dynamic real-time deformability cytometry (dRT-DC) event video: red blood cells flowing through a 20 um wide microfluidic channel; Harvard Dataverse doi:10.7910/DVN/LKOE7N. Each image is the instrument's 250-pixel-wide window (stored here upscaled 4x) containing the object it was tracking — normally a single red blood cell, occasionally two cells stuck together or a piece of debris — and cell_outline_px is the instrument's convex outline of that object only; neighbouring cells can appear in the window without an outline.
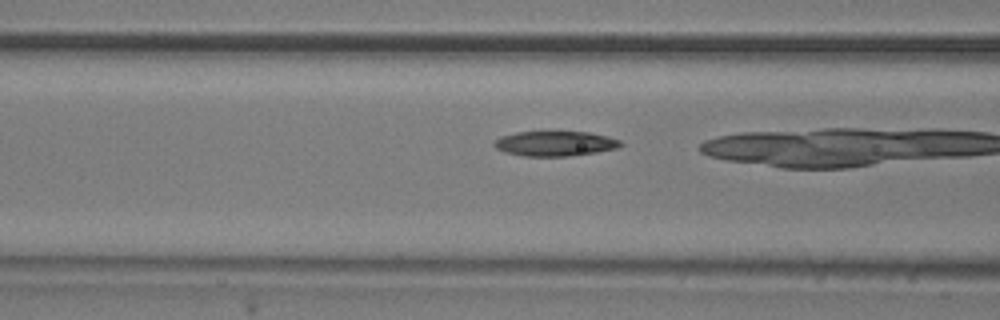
{"species": "common noctule bat (a hibernating species)", "species_latin": "Nyctalus noctula", "temperature_condition": "room temperature", "stored_images_in_passage": 10, "camera_frame_rate_fps": 3000, "um_per_image_px": 0.085, "animal": {"sex": "male", "body_mass_g": 20.5, "forearm_length_mm": 52.5}, "frame": {"image": 1, "passage_image": 9, "time_ms": 2.667, "image_size_px": [1000, 320], "cell_outline_px": [[624, 144], [616, 148], [596, 152], [568, 156], [524, 156], [504, 152], [496, 148], [492, 144], [500, 136], [516, 132], [588, 132], [608, 136], [620, 140]], "centroid_in_image_um": [47.17, 12.2], "position_along_channel_um": 119.4, "area_um2": 18.32}}